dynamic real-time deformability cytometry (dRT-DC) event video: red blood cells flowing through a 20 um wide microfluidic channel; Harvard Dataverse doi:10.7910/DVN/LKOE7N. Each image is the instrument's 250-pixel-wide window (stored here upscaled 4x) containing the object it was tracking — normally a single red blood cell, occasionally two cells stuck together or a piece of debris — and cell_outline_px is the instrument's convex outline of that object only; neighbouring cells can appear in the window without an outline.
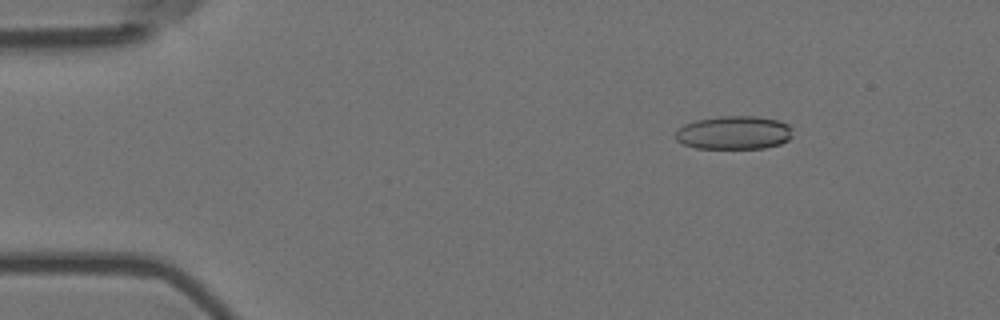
{"species": "Egyptian fruit bat (a non-hibernating species)", "species_latin": "Rousettus aegyptiacus", "temperature_condition": "room temperature", "stored_images_in_passage": 7, "camera_frame_rate_fps": 3000, "um_per_image_px": 0.085, "animal": {"sex": "female"}, "frame": {"image": 1, "passage_image": 3, "time_ms": 0.667, "image_size_px": [1000, 320], "cell_outline_px": [[792, 136], [788, 140], [780, 144], [764, 148], [696, 148], [684, 144], [676, 140], [676, 132], [684, 124], [696, 120], [720, 116], [756, 116], [780, 120], [788, 124], [792, 128]], "centroid_in_image_um": [62.42, 11.27], "position_along_channel_um": 22.6, "area_um2": 22.89}}
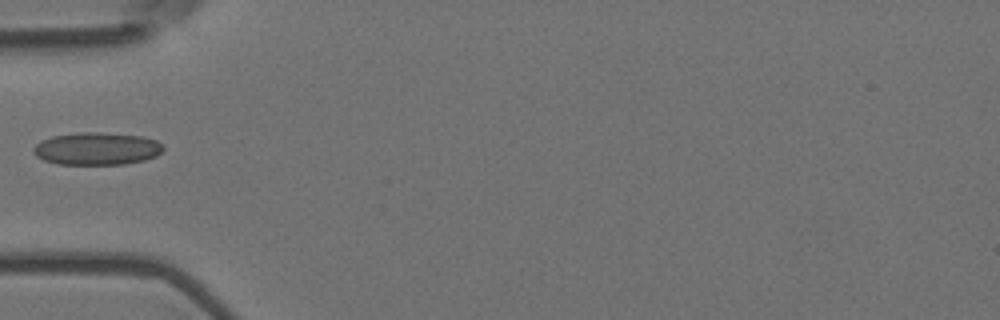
{"frame": {"image": 2, "passage_image": 6, "time_ms": 1.667, "image_size_px": [1000, 320], "cell_outline_px": [[164, 148], [156, 156], [144, 160], [124, 164], [56, 164], [44, 160], [36, 156], [32, 152], [32, 148], [40, 140], [52, 136], [80, 132], [100, 132], [144, 136], [156, 140], [164, 144]], "centroid_in_image_um": [8.22, 12.63], "position_along_channel_um": 76.8, "area_um2": 24.85}}
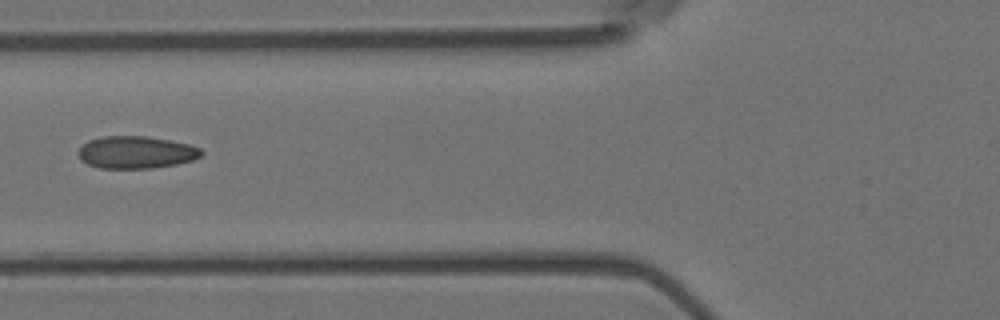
{"frame": {"image": 3, "passage_image": 7, "time_ms": 2.0, "image_size_px": [1000, 320], "cell_outline_px": [[204, 152], [200, 156], [192, 160], [176, 164], [152, 168], [100, 168], [88, 164], [80, 160], [76, 152], [88, 140], [100, 136], [148, 136], [188, 144], [200, 148]], "centroid_in_image_um": [11.53, 12.94], "position_along_channel_um": 114.3, "area_um2": 23.24}}